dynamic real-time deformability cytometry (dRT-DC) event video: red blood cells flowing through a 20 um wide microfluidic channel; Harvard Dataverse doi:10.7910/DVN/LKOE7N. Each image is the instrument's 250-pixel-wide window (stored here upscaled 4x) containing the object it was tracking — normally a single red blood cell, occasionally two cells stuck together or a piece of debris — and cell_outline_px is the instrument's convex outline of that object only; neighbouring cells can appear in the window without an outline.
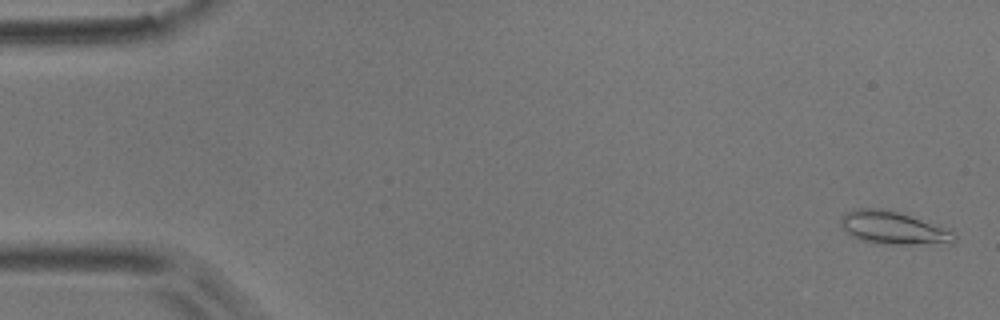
{"species": "common noctule bat (a hibernating species)", "species_latin": "Nyctalus noctula", "temperature_condition": "room temperature", "stored_images_in_passage": 54, "camera_frame_rate_fps": 3000, "um_per_image_px": 0.085, "animal": {"sex": "male", "body_mass_g": 17.9}, "frame": {"image": 1, "passage_image": 2, "time_ms": 0.333, "image_size_px": [1000, 320], "cell_outline_px": [[956, 240], [952, 244], [876, 244], [860, 240], [844, 232], [840, 224], [840, 216], [844, 212], [860, 208], [880, 208], [896, 212], [952, 228], [956, 232]], "centroid_in_image_um": [75.97, 19.39], "position_along_channel_um": 9.0, "area_um2": 22.37}}
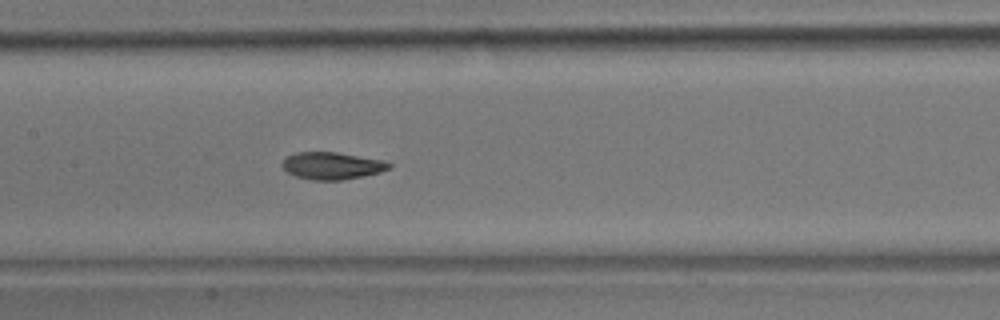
{"frame": {"image": 2, "passage_image": 26, "time_ms": 8.333, "image_size_px": [1000, 320], "cell_outline_px": [[392, 164], [388, 168], [380, 172], [364, 176], [340, 180], [312, 180], [296, 176], [288, 172], [280, 164], [288, 156], [296, 152], [336, 152], [384, 160]], "centroid_in_image_um": [28.22, 14.08], "position_along_channel_um": 179.2, "area_um2": 16.82}}
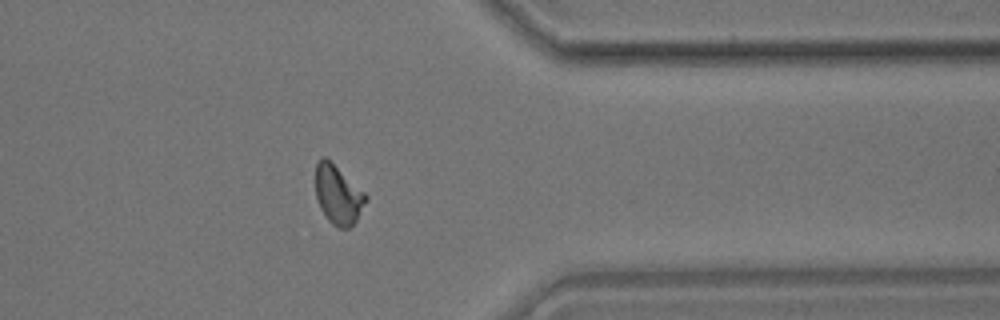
{"frame": {"image": 3, "passage_image": 43, "time_ms": 14.0, "image_size_px": [1000, 320], "cell_outline_px": [[368, 200], [356, 220], [348, 228], [340, 228], [332, 224], [328, 220], [320, 208], [316, 196], [316, 164], [320, 156], [324, 156], [364, 192], [368, 196]], "centroid_in_image_um": [28.73, 16.57], "position_along_channel_um": 382.7, "area_um2": 16.99}, "authors_computed_cell_mechanics": {"area_um2": 17.34, "velocity_mm_per_s": 3.7891, "shape_relaxation_time_tau1_ms": 4.5626, "shape_relaxation_time_tau2_ms": 1.5688, "deformation_change_tau1": 0.1443, "deformation_change_tau2": 0.0656}}